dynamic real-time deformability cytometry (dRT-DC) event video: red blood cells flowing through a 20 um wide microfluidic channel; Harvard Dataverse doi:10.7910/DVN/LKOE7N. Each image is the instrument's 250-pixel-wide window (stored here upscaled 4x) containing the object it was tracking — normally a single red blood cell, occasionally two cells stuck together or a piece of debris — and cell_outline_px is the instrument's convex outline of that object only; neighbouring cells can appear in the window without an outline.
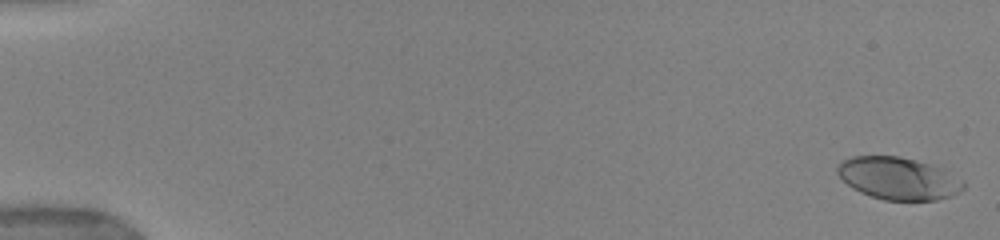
{"species": "human", "species_latin": "Homo sapiens", "temperature_condition": "warm", "stored_images_in_passage": 63, "camera_frame_rate_fps": 3000, "um_per_image_px": 0.085, "donor": {"sex": "female"}, "frame": {"image": 1, "passage_image": 1, "time_ms": 0.0, "image_size_px": [1000, 240], "cell_outline_px": [[964, 188], [960, 192], [952, 196], [936, 200], [884, 200], [860, 192], [852, 188], [836, 172], [836, 168], [844, 160], [852, 156], [900, 156], [916, 160], [944, 168], [964, 180]], "centroid_in_image_um": [76.41, 15.16], "position_along_channel_um": 8.6, "area_um2": 31.21}}
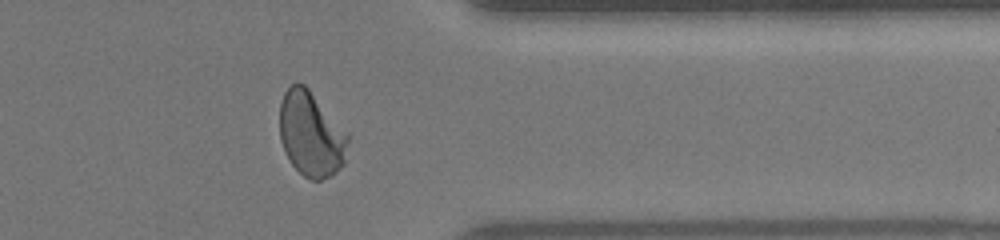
{"frame": {"image": 2, "passage_image": 52, "time_ms": 14.0, "image_size_px": [1000, 240], "cell_outline_px": [[348, 140], [344, 164], [332, 176], [320, 180], [312, 180], [304, 176], [292, 164], [284, 152], [280, 140], [280, 104], [284, 92], [292, 84], [304, 84], [308, 88], [348, 132]], "centroid_in_image_um": [26.45, 11.42], "position_along_channel_um": 385.0, "area_um2": 33.87}}
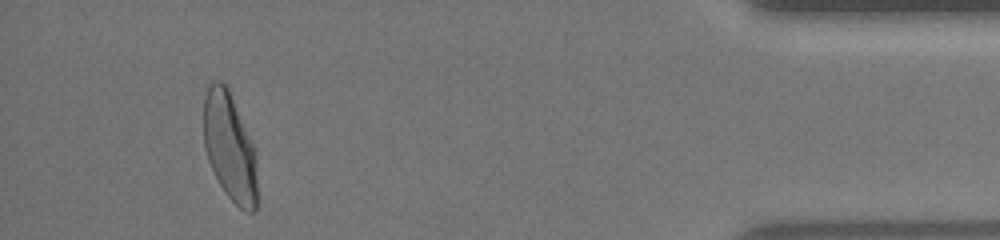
{"frame": {"image": 3, "passage_image": 59, "time_ms": 16.0, "image_size_px": [1000, 240], "cell_outline_px": [[256, 212], [248, 212], [240, 208], [224, 192], [208, 160], [204, 148], [204, 96], [212, 80], [220, 80], [228, 88], [256, 148]], "centroid_in_image_um": [19.53, 12.48], "position_along_channel_um": 415.7, "area_um2": 33.87}}